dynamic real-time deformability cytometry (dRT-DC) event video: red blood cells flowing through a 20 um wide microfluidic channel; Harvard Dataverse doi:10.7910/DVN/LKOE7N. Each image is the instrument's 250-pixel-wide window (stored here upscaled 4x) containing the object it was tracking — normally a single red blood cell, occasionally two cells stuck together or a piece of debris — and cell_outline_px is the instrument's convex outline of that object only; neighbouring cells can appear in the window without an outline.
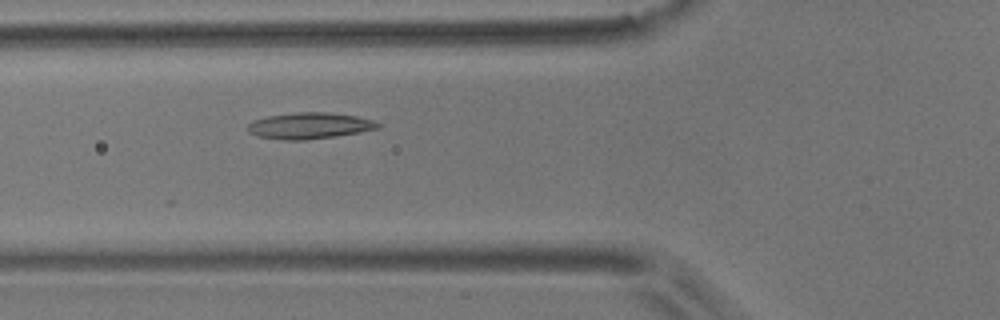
{"species": "common noctule bat (a hibernating species)", "species_latin": "Nyctalus noctula", "temperature_condition": "room temperature", "stored_images_in_passage": 4, "camera_frame_rate_fps": 3000, "um_per_image_px": 0.085, "animal": {"sex": "male", "body_mass_g": 17.9}, "frame": {"image": 1, "passage_image": 4, "time_ms": 4.333, "image_size_px": [1000, 320], "cell_outline_px": [[380, 128], [360, 132], [336, 136], [304, 140], [284, 140], [260, 136], [248, 132], [248, 124], [252, 120], [268, 116], [300, 112], [324, 112], [356, 116], [372, 120], [380, 124]], "centroid_in_image_um": [26.31, 10.69], "position_along_channel_um": 99.5, "area_um2": 19.71}}